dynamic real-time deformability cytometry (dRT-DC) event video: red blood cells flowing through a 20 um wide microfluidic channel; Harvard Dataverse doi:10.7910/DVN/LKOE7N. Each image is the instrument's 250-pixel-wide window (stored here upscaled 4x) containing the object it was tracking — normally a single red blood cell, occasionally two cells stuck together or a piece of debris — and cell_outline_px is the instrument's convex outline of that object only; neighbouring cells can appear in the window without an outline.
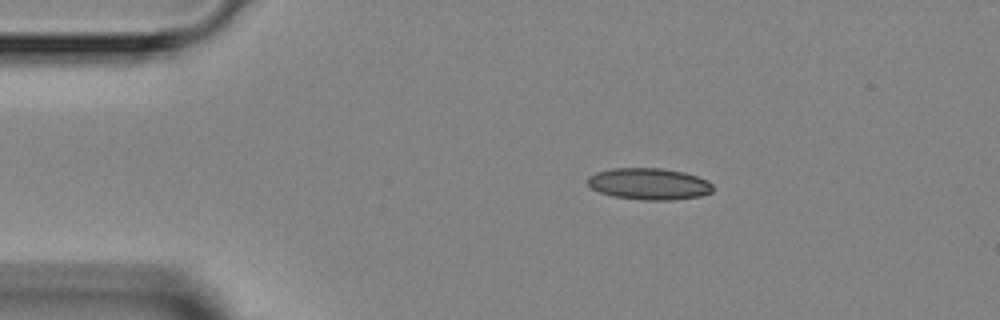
{"species": "Egyptian fruit bat (a non-hibernating species)", "species_latin": "Rousettus aegyptiacus", "temperature_condition": "room temperature", "stored_images_in_passage": 3, "camera_frame_rate_fps": 3000, "um_per_image_px": 0.085, "animal": {"sex": "female"}, "frame": {"image": 1, "passage_image": 1, "time_ms": 0.0, "image_size_px": [1000, 320], "cell_outline_px": [[712, 192], [700, 196], [672, 200], [644, 200], [612, 196], [600, 192], [592, 188], [588, 184], [588, 176], [596, 172], [612, 168], [664, 168], [684, 172], [708, 180], [712, 184]], "centroid_in_image_um": [55.17, 15.62], "position_along_channel_um": 29.8, "area_um2": 23.12}}
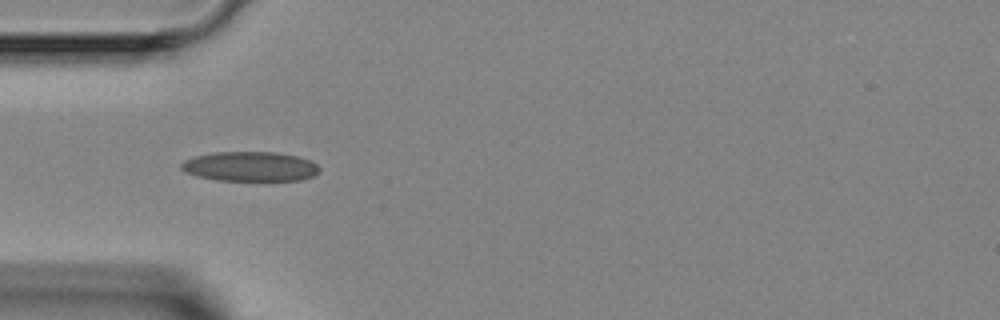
{"frame": {"image": 2, "passage_image": 2, "time_ms": 2.0, "image_size_px": [1000, 320], "cell_outline_px": [[320, 172], [312, 176], [300, 180], [220, 180], [200, 176], [188, 172], [180, 168], [180, 164], [184, 160], [192, 156], [212, 152], [276, 152], [296, 156], [312, 160], [320, 168]], "centroid_in_image_um": [21.28, 14.13], "position_along_channel_um": 63.7, "area_um2": 23.81}}